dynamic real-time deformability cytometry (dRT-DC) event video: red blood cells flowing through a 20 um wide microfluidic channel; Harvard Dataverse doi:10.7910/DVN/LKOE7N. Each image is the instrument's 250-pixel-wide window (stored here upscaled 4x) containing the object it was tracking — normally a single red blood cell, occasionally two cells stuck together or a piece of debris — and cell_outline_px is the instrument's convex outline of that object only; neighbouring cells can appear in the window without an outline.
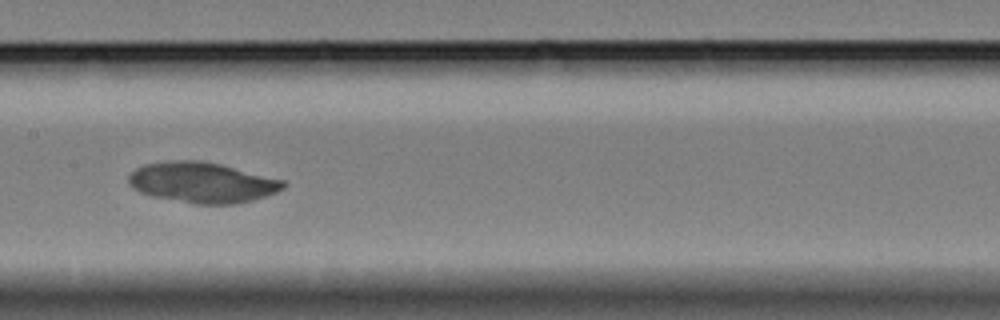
{"species": "Egyptian fruit bat (a non-hibernating species)", "species_latin": "Rousettus aegyptiacus", "temperature_condition": "cold", "stored_images_in_passage": 44, "camera_frame_rate_fps": 3000, "um_per_image_px": 0.085, "animal": {"sex": "female"}, "frame": {"image": 1, "passage_image": 27, "time_ms": 8.667, "image_size_px": [1000, 320], "cell_outline_px": [[288, 184], [284, 188], [276, 192], [252, 200], [236, 204], [196, 204], [152, 196], [140, 192], [128, 184], [128, 176], [136, 168], [144, 164], [172, 160], [200, 160], [220, 164], [284, 180]], "centroid_in_image_um": [17.18, 15.51], "position_along_channel_um": 190.2, "area_um2": 36.47}}
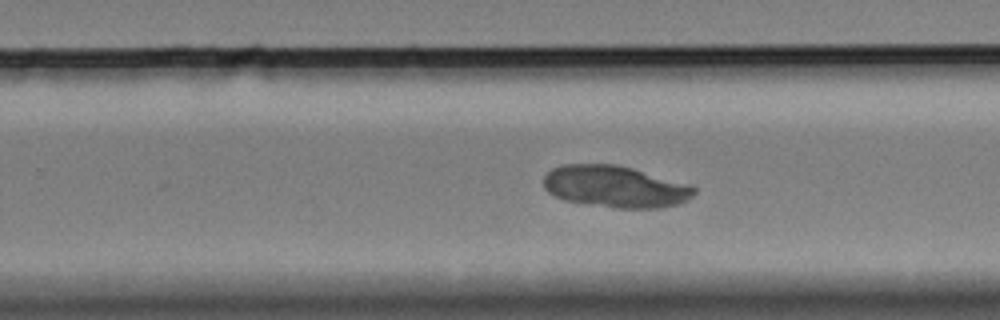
{"frame": {"image": 2, "passage_image": 35, "time_ms": 11.333, "image_size_px": [1000, 320], "cell_outline_px": [[696, 192], [688, 200], [664, 208], [616, 208], [588, 204], [564, 200], [548, 192], [544, 188], [544, 176], [552, 168], [564, 164], [612, 164], [632, 168], [692, 184], [696, 188]], "centroid_in_image_um": [52.32, 15.86], "position_along_channel_um": 277.5, "area_um2": 36.82}}
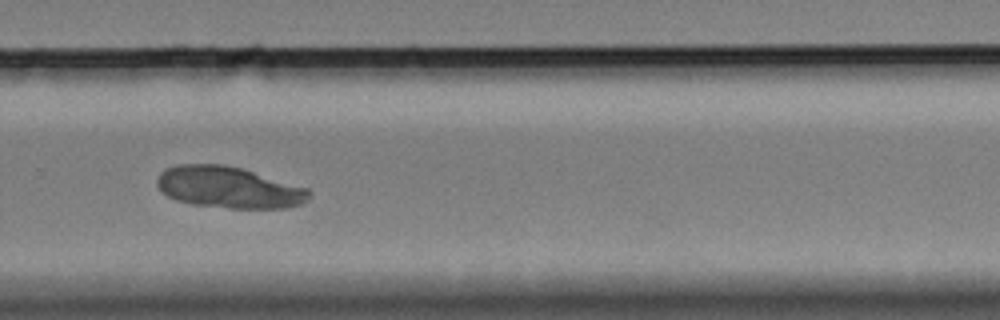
{"frame": {"image": 3, "passage_image": 38, "time_ms": 12.333, "image_size_px": [1000, 320], "cell_outline_px": [[312, 192], [300, 204], [288, 208], [228, 208], [192, 204], [176, 200], [160, 192], [156, 184], [156, 180], [160, 172], [164, 168], [176, 164], [224, 164], [240, 168], [308, 188]], "centroid_in_image_um": [19.37, 15.92], "position_along_channel_um": 310.4, "area_um2": 36.82}}